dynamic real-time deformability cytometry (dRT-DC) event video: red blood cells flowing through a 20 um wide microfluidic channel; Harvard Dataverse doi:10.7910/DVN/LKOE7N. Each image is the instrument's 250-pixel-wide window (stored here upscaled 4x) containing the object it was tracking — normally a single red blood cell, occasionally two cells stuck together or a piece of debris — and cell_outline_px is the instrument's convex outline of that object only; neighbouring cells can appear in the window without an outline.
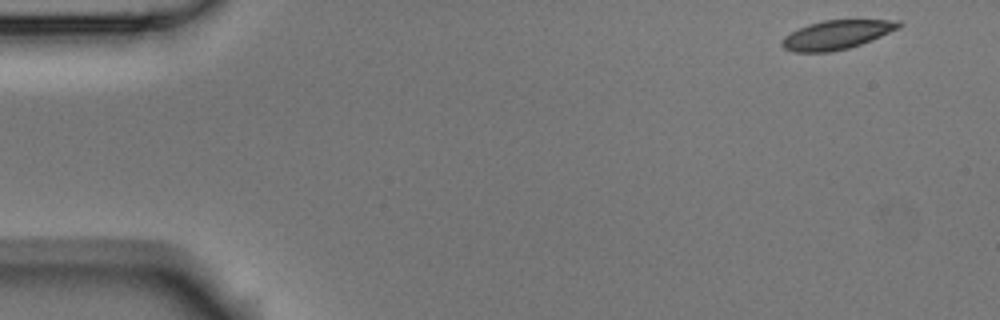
{"species": "Egyptian fruit bat (a non-hibernating species)", "species_latin": "Rousettus aegyptiacus", "temperature_condition": "room temperature", "stored_images_in_passage": 6, "camera_frame_rate_fps": 3000, "um_per_image_px": 0.085, "animal": {"sex": "male"}, "frame": {"image": 1, "passage_image": 1, "time_ms": 0.0, "image_size_px": [1000, 320], "cell_outline_px": [[904, 24], [900, 28], [872, 40], [848, 48], [832, 52], [796, 52], [784, 48], [780, 44], [780, 40], [784, 36], [808, 24], [824, 20], [900, 20]], "centroid_in_image_um": [71.14, 2.95], "position_along_channel_um": 13.9, "area_um2": 19.77}}
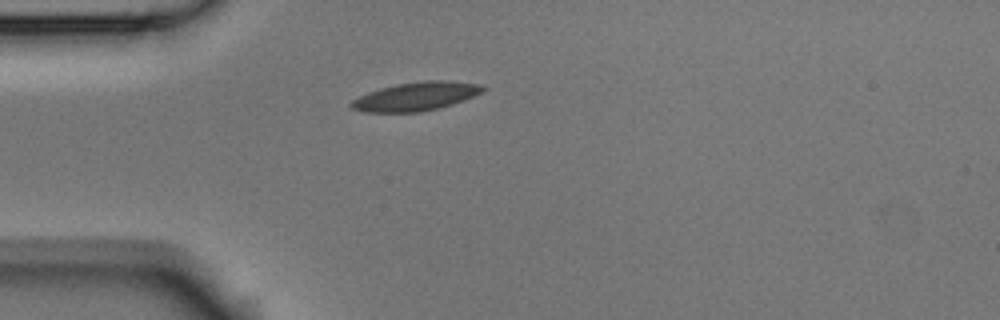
{"frame": {"image": 2, "passage_image": 4, "time_ms": 1.0, "image_size_px": [1000, 320], "cell_outline_px": [[488, 88], [484, 92], [452, 104], [420, 112], [364, 112], [352, 108], [348, 104], [352, 100], [368, 92], [380, 88], [396, 84], [424, 80], [448, 80], [480, 84]], "centroid_in_image_um": [35.37, 8.18], "position_along_channel_um": 49.6, "area_um2": 21.96}}
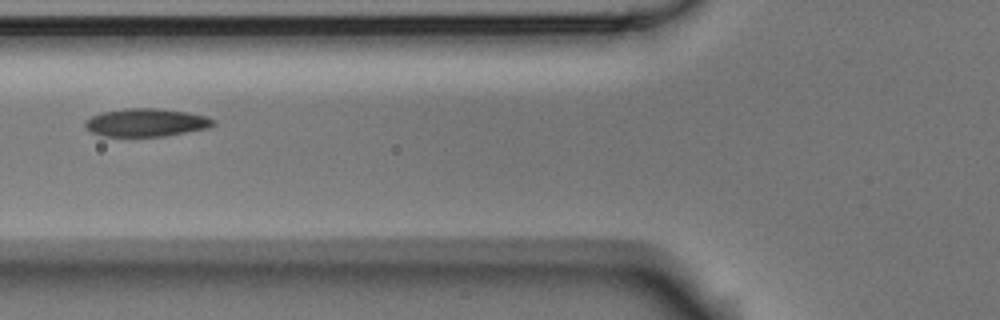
{"frame": {"image": 3, "passage_image": 6, "time_ms": 1.667, "image_size_px": [1000, 320], "cell_outline_px": [[216, 124], [208, 128], [164, 136], [100, 136], [92, 132], [84, 124], [84, 120], [100, 112], [124, 108], [156, 108], [188, 112], [204, 116], [216, 120]], "centroid_in_image_um": [12.41, 10.41], "position_along_channel_um": 113.4, "area_um2": 20.98}}